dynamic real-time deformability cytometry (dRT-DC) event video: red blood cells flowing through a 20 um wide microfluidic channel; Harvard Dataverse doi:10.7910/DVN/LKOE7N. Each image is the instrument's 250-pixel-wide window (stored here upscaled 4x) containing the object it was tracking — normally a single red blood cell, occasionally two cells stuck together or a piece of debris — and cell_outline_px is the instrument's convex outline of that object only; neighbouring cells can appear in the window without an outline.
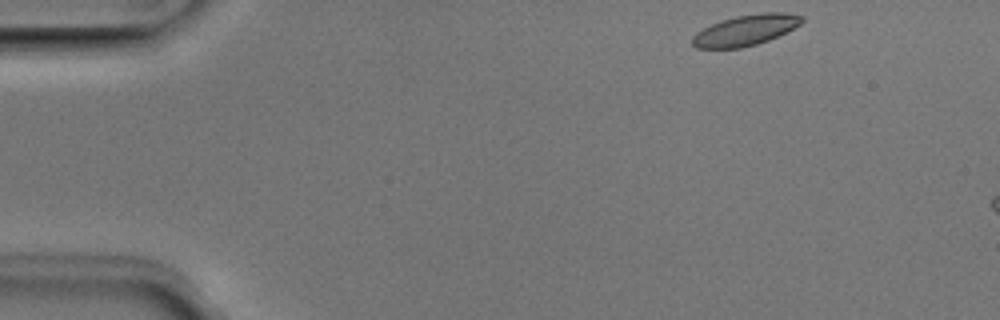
{"species": "Egyptian fruit bat (a non-hibernating species)", "species_latin": "Rousettus aegyptiacus", "temperature_condition": "room temperature", "stored_images_in_passage": 7, "camera_frame_rate_fps": 3000, "um_per_image_px": 0.085, "animal": {"sex": "male"}, "frame": {"image": 1, "passage_image": 1, "time_ms": 0.0, "image_size_px": [1000, 320], "cell_outline_px": [[804, 20], [800, 24], [768, 40], [756, 44], [740, 48], [696, 48], [692, 44], [692, 36], [696, 32], [720, 20], [736, 16], [760, 12], [788, 12], [804, 16]], "centroid_in_image_um": [63.37, 2.55], "position_along_channel_um": 21.6, "area_um2": 19.54}}